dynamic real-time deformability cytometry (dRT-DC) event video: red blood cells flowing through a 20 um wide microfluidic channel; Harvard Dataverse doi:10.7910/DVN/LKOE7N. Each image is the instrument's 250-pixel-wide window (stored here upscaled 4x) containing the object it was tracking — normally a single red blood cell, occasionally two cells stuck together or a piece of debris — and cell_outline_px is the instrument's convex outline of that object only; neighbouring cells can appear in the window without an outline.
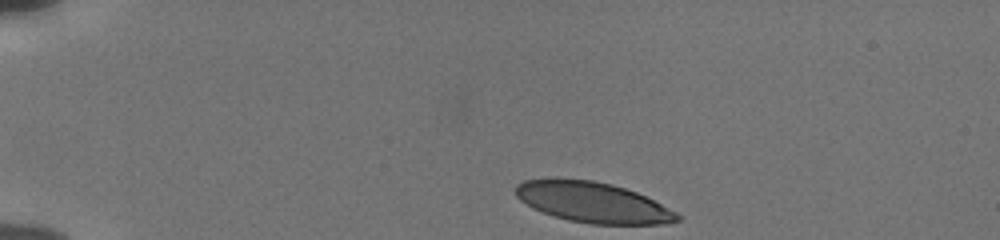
{"species": "human", "species_latin": "Homo sapiens", "temperature_condition": "cold", "stored_images_in_passage": 2, "camera_frame_rate_fps": 3000, "um_per_image_px": 0.085, "donor": {"sex": "male"}, "frame": {"image": 1, "passage_image": 2, "time_ms": 0.333, "image_size_px": [1000, 240], "cell_outline_px": [[684, 216], [680, 220], [668, 224], [592, 224], [568, 220], [552, 216], [532, 208], [520, 200], [516, 196], [516, 184], [524, 180], [556, 176], [592, 180], [612, 184], [636, 192]], "centroid_in_image_um": [50.34, 17.18], "position_along_channel_um": 34.7, "area_um2": 38.67}}